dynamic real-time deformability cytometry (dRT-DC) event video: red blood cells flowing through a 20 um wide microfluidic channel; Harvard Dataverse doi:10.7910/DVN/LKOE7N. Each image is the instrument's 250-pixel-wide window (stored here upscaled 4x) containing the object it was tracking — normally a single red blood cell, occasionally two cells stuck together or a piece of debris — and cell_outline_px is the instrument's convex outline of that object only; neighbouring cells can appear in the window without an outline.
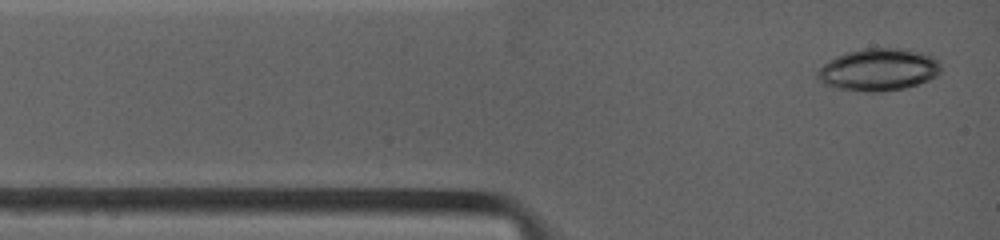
{"species": "common noctule bat (a hibernating species)", "species_latin": "Nyctalus noctula", "temperature_condition": "warm", "stored_images_in_passage": 65, "camera_frame_rate_fps": 4500, "um_per_image_px": 0.085, "animal": {"sex": "female", "body_mass_g": 19.0, "forearm_length_mm": 53.3}, "frame": {"image": 1, "passage_image": 1, "time_ms": 0.0, "image_size_px": [1000, 240], "cell_outline_px": [[940, 72], [936, 76], [928, 80], [904, 88], [880, 92], [868, 92], [832, 88], [824, 84], [816, 76], [816, 72], [824, 64], [836, 56], [844, 52], [860, 48], [908, 48], [928, 52], [940, 60]], "centroid_in_image_um": [74.7, 5.9], "position_along_channel_um": 10.3, "area_um2": 31.04}}
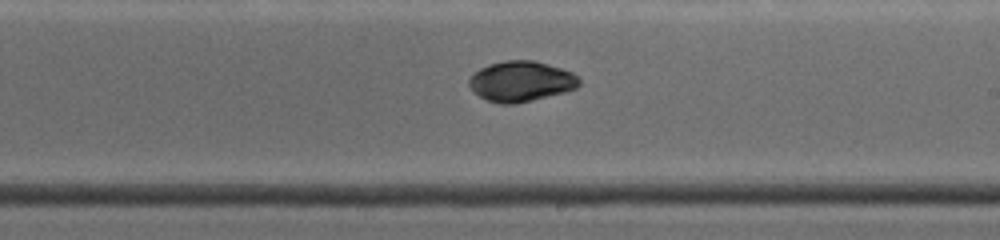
{"frame": {"image": 2, "passage_image": 38, "time_ms": 6.889, "image_size_px": [1000, 240], "cell_outline_px": [[580, 84], [576, 88], [564, 92], [516, 104], [500, 104], [488, 100], [472, 92], [468, 84], [468, 80], [480, 68], [488, 64], [504, 60], [532, 60], [548, 64], [572, 72], [580, 80]], "centroid_in_image_um": [44.26, 6.91], "position_along_channel_um": 244.7, "area_um2": 25.89}}
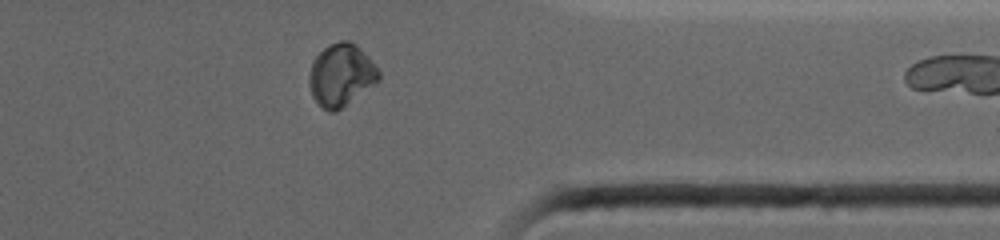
{"frame": {"image": 3, "passage_image": 63, "time_ms": 10.667, "image_size_px": [1000, 240], "cell_outline_px": [[380, 80], [376, 84], [336, 112], [328, 112], [320, 108], [316, 104], [312, 96], [308, 84], [308, 76], [312, 60], [328, 44], [340, 40], [348, 40], [356, 44], [368, 56], [380, 72]], "centroid_in_image_um": [28.97, 6.4], "position_along_channel_um": 382.4, "area_um2": 25.84}}